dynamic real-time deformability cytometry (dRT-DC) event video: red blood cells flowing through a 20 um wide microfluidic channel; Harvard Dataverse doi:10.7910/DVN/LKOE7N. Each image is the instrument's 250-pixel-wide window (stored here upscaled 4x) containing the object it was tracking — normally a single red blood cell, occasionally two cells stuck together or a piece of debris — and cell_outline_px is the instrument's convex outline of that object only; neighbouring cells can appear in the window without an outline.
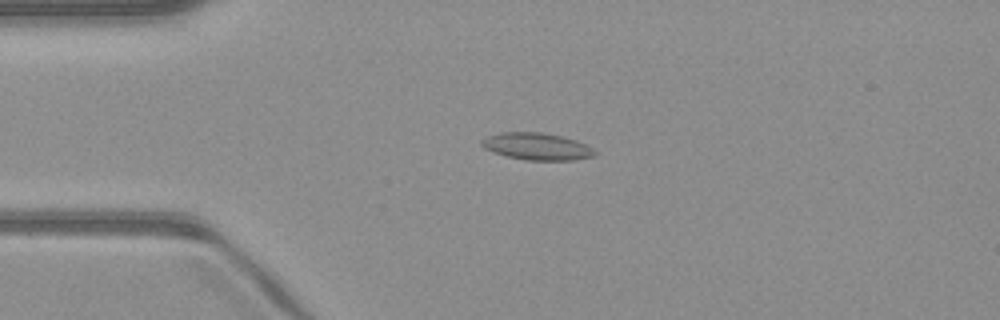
{"species": "common noctule bat (a hibernating species)", "species_latin": "Nyctalus noctula", "temperature_condition": "warm", "stored_images_in_passage": 50, "camera_frame_rate_fps": 3000, "um_per_image_px": 0.085, "animal": {"sex": "male", "body_mass_g": 23.1, "forearm_length_mm": 52.7}, "frame": {"image": 1, "passage_image": 12, "time_ms": 3.667, "image_size_px": [1000, 320], "cell_outline_px": [[596, 156], [576, 160], [524, 160], [508, 156], [484, 148], [480, 144], [480, 140], [488, 136], [500, 132], [544, 132], [576, 140], [592, 148], [596, 152]], "centroid_in_image_um": [45.64, 12.44], "position_along_channel_um": 39.4, "area_um2": 17.8}}
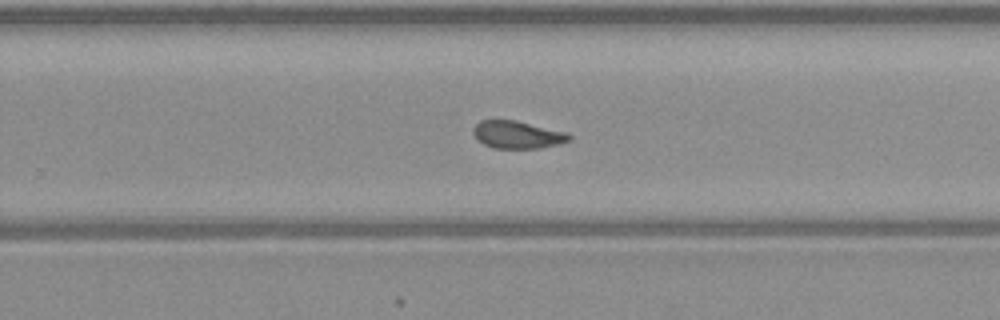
{"frame": {"image": 2, "passage_image": 32, "time_ms": 10.333, "image_size_px": [1000, 320], "cell_outline_px": [[572, 140], [560, 144], [540, 148], [492, 148], [476, 140], [472, 132], [472, 128], [480, 120], [516, 120], [568, 132], [572, 136]], "centroid_in_image_um": [43.99, 11.45], "position_along_channel_um": 285.8, "area_um2": 15.72}}
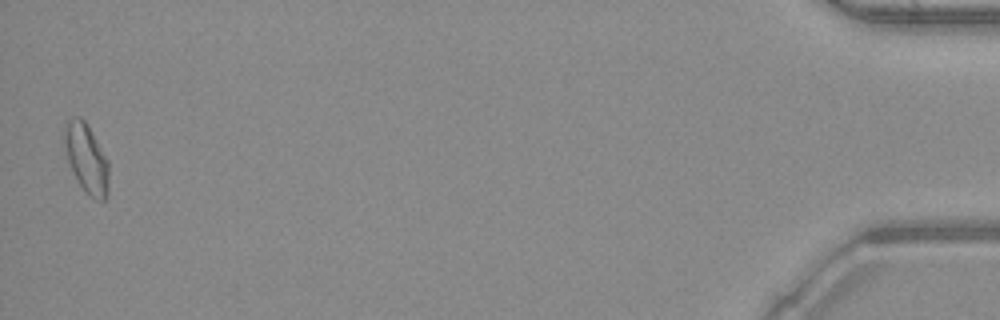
{"frame": {"image": 3, "passage_image": 50, "time_ms": 16.333, "image_size_px": [1000, 320], "cell_outline_px": [[108, 192], [104, 200], [96, 200], [88, 196], [80, 184], [68, 160], [64, 144], [64, 136], [68, 120], [72, 116], [80, 116], [84, 120], [108, 160]], "centroid_in_image_um": [7.36, 13.48], "position_along_channel_um": 427.8, "area_um2": 17.46}, "authors_computed_cell_mechanics": {"area_um2": 16.1551, "velocity_mm_per_s": 4.0721, "shape_relaxation_time_tau1_ms": 6.1159, "shape_relaxation_time_tau2_ms": 1.1988, "deformation_change_tau1": 0.1376, "deformation_change_tau2": 0.0684}}